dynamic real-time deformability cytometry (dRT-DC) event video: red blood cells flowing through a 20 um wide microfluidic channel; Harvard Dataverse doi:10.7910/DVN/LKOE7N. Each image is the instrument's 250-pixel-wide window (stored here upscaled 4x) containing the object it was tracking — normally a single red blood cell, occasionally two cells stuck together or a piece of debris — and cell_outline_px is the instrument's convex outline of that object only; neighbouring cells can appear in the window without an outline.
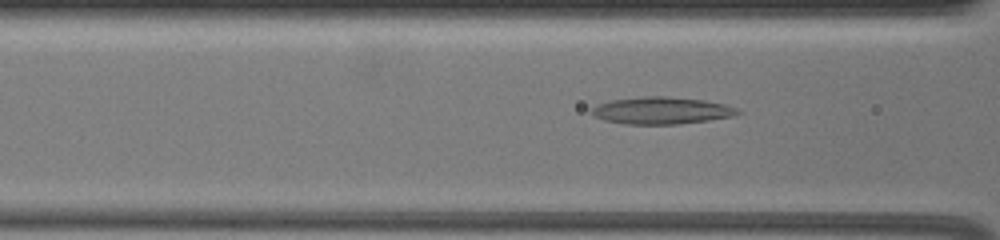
{"species": "common noctule bat (a hibernating species)", "species_latin": "Nyctalus noctula", "temperature_condition": "warm", "stored_images_in_passage": 32, "camera_frame_rate_fps": 3000, "um_per_image_px": 0.085, "animal": {"sex": "female", "body_mass_g": 19.5, "forearm_length_mm": 54.1}, "frame": {"image": 1, "passage_image": 8, "time_ms": 2.333, "image_size_px": [1000, 240], "cell_outline_px": [[744, 112], [732, 116], [708, 120], [680, 124], [624, 124], [604, 120], [596, 116], [592, 112], [592, 108], [596, 104], [612, 100], [644, 96], [664, 96], [704, 100], [724, 104], [736, 108]], "centroid_in_image_um": [56.24, 9.39], "position_along_channel_um": 110.4, "area_um2": 22.95}}
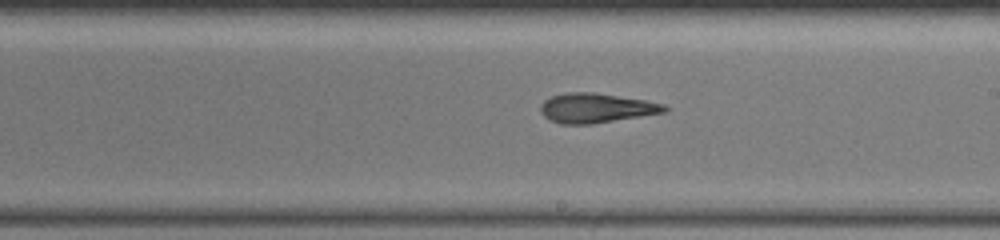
{"frame": {"image": 2, "passage_image": 19, "time_ms": 6.0, "image_size_px": [1000, 240], "cell_outline_px": [[668, 108], [664, 112], [592, 124], [560, 124], [548, 120], [540, 112], [540, 104], [544, 100], [552, 96], [564, 92], [592, 92], [644, 100], [664, 104]], "centroid_in_image_um": [50.59, 9.18], "position_along_channel_um": 238.4, "area_um2": 21.27}}
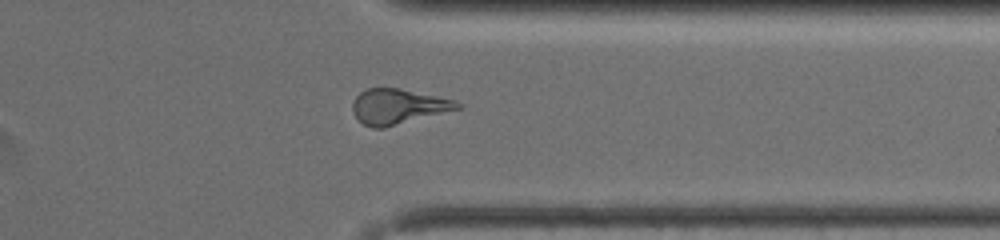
{"frame": {"image": 3, "passage_image": 31, "time_ms": 10.0, "image_size_px": [1000, 240], "cell_outline_px": [[464, 108], [384, 128], [372, 128], [364, 124], [352, 112], [352, 104], [356, 96], [360, 92], [368, 88], [400, 88], [436, 96], [452, 100], [464, 104]], "centroid_in_image_um": [33.86, 9.06], "position_along_channel_um": 377.5, "area_um2": 21.56}}